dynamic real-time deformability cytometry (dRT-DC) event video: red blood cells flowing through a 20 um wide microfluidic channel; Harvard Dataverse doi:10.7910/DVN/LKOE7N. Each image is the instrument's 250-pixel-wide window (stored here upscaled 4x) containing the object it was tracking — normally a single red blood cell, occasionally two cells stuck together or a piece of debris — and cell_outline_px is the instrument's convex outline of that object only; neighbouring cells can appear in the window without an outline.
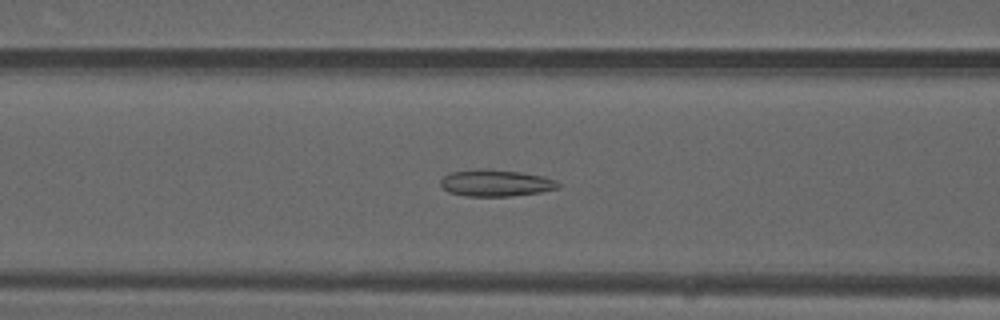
{"species": "common noctule bat (a hibernating species)", "species_latin": "Nyctalus noctula", "temperature_condition": "warm", "stored_images_in_passage": 34, "camera_frame_rate_fps": 3000, "um_per_image_px": 0.085, "animal": {"sex": "male", "forearm_length_mm": 52.5}, "frame": {"image": 1, "passage_image": 18, "time_ms": 5.667, "image_size_px": [1000, 320], "cell_outline_px": [[560, 188], [540, 192], [512, 196], [468, 196], [448, 192], [440, 184], [440, 180], [448, 172], [480, 168], [488, 168], [520, 172], [544, 176], [556, 180], [560, 184]], "centroid_in_image_um": [42.14, 15.54], "position_along_channel_um": 124.5, "area_um2": 18.55}}
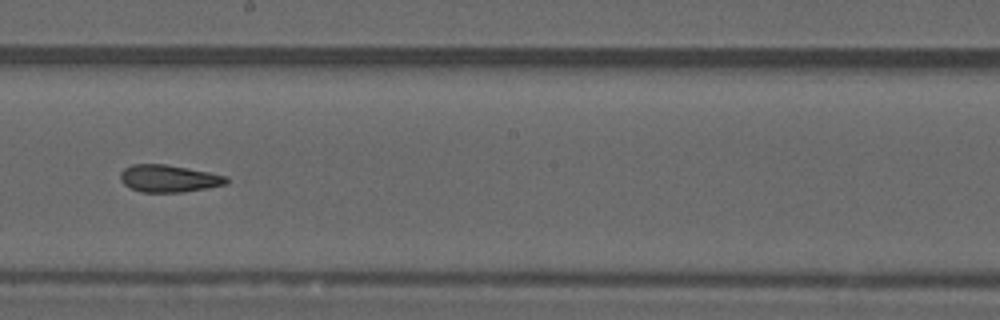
{"frame": {"image": 2, "passage_image": 26, "time_ms": 8.333, "image_size_px": [1000, 320], "cell_outline_px": [[236, 180], [228, 184], [208, 188], [184, 192], [140, 192], [124, 184], [120, 180], [120, 172], [124, 168], [132, 164], [164, 164], [208, 172], [228, 176]], "centroid_in_image_um": [14.42, 15.18], "position_along_channel_um": 233.8, "area_um2": 17.11}}
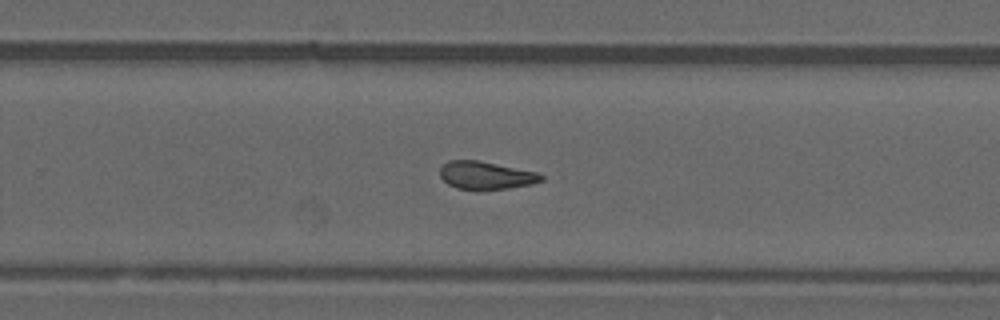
{"frame": {"image": 3, "passage_image": 30, "time_ms": 9.667, "image_size_px": [1000, 320], "cell_outline_px": [[544, 180], [532, 184], [508, 188], [456, 188], [448, 184], [440, 176], [440, 168], [448, 160], [480, 160], [536, 172], [544, 176]], "centroid_in_image_um": [41.31, 14.88], "position_along_channel_um": 288.5, "area_um2": 16.13}}